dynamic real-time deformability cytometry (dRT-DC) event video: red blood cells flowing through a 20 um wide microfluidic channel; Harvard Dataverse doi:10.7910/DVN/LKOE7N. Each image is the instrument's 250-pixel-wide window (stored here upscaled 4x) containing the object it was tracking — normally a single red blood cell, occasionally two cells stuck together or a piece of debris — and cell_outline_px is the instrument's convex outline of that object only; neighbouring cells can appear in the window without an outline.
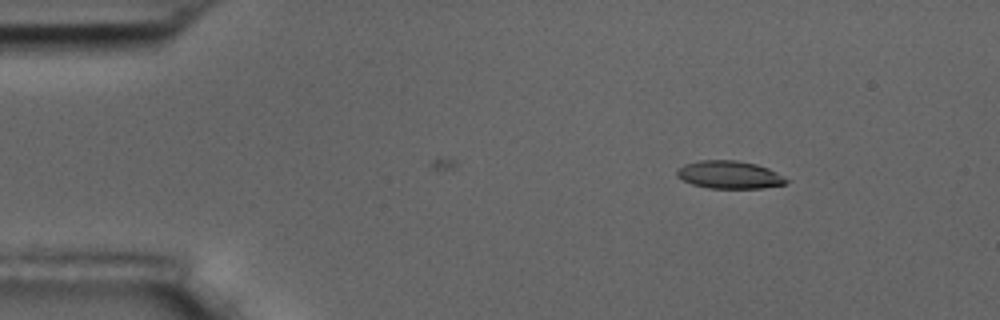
{"species": "common noctule bat (a hibernating species)", "species_latin": "Nyctalus noctula", "temperature_condition": "room temperature", "stored_images_in_passage": 6, "camera_frame_rate_fps": 3000, "um_per_image_px": 0.085, "animal": {"sex": "male", "body_mass_g": 17.5, "forearm_length_mm": 52.3}, "frame": {"image": 1, "passage_image": 1, "time_ms": 0.0, "image_size_px": [1000, 320], "cell_outline_px": [[788, 180], [784, 184], [764, 188], [708, 188], [692, 184], [676, 176], [676, 168], [684, 164], [700, 160], [736, 160], [756, 164], [768, 168], [776, 172]], "centroid_in_image_um": [61.96, 14.85], "position_along_channel_um": 23.0, "area_um2": 17.69}}
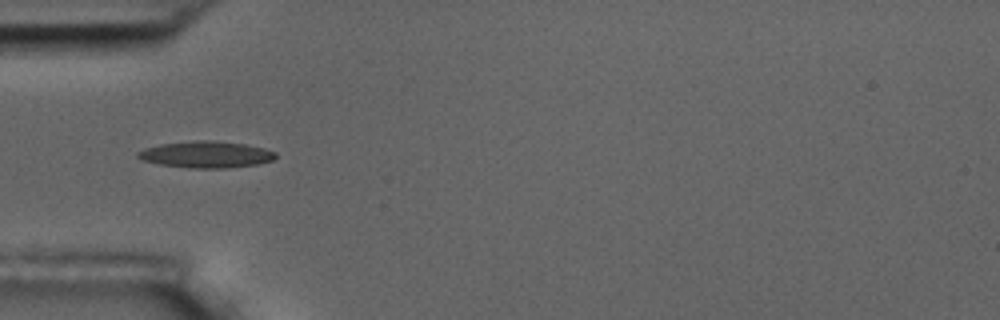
{"frame": {"image": 2, "passage_image": 4, "time_ms": 3.333, "image_size_px": [1000, 320], "cell_outline_px": [[276, 156], [272, 160], [256, 164], [224, 168], [188, 168], [160, 164], [140, 160], [136, 156], [136, 152], [144, 148], [160, 144], [196, 140], [212, 140], [244, 144], [264, 148], [276, 152]], "centroid_in_image_um": [17.46, 13.13], "position_along_channel_um": 67.5, "area_um2": 21.33}}